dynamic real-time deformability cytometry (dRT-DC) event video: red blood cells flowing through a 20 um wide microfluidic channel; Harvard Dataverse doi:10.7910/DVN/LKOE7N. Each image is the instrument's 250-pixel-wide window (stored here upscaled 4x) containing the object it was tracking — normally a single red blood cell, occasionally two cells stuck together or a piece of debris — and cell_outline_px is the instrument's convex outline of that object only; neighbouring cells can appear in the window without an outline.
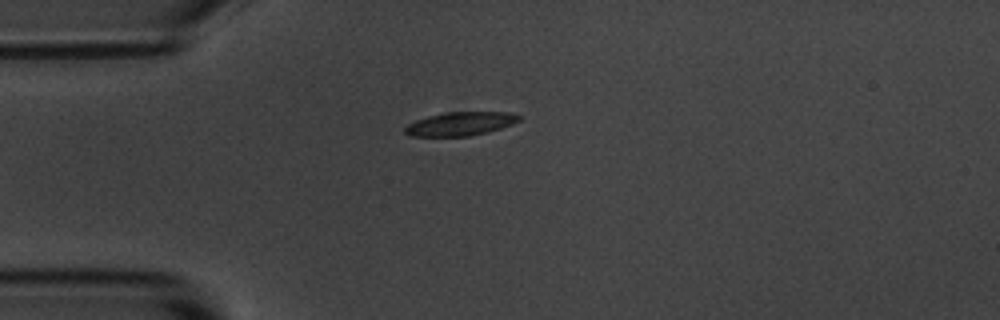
{"species": "common noctule bat (a hibernating species)", "species_latin": "Nyctalus noctula", "temperature_condition": "room temperature", "stored_images_in_passage": 43, "camera_frame_rate_fps": 3000, "um_per_image_px": 0.085, "animal": {"sex": "male", "body_mass_g": 20.1, "forearm_length_mm": 53.5}, "frame": {"image": 1, "passage_image": 1, "time_ms": 0.0, "image_size_px": [1000, 320], "cell_outline_px": [[520, 120], [512, 124], [488, 132], [468, 136], [412, 136], [404, 132], [404, 128], [408, 124], [416, 120], [428, 116], [444, 112], [508, 112], [520, 116]], "centroid_in_image_um": [39.12, 10.52], "position_along_channel_um": 45.9, "area_um2": 15.61}}
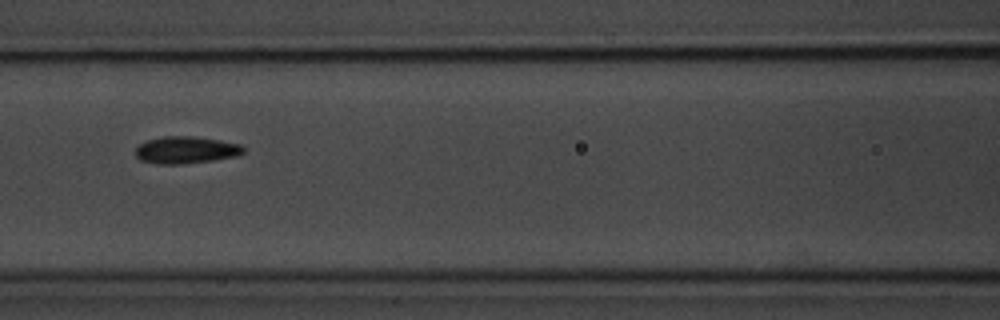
{"frame": {"image": 2, "passage_image": 11, "time_ms": 3.333, "image_size_px": [1000, 320], "cell_outline_px": [[244, 152], [240, 156], [212, 160], [180, 164], [156, 164], [140, 160], [136, 156], [136, 148], [140, 144], [148, 140], [164, 136], [196, 136], [220, 140], [240, 144], [244, 148]], "centroid_in_image_um": [15.83, 12.75], "position_along_channel_um": 150.8, "area_um2": 17.11}}
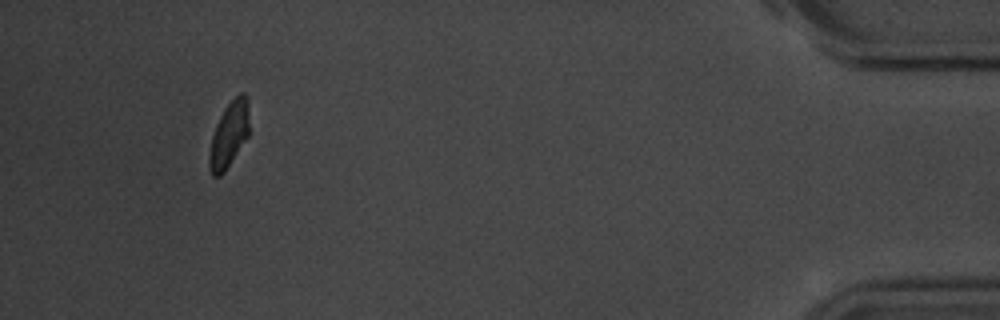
{"frame": {"image": 3, "passage_image": 39, "time_ms": 12.667, "image_size_px": [1000, 320], "cell_outline_px": [[248, 136], [224, 172], [220, 176], [212, 176], [208, 164], [208, 156], [212, 136], [216, 124], [224, 108], [240, 92], [244, 92], [248, 96]], "centroid_in_image_um": [19.46, 11.43], "position_along_channel_um": 415.7, "area_um2": 15.2}, "authors_computed_cell_mechanics": {"area_um2": 16.2996, "velocity_mm_per_s": 3.5812, "shape_relaxation_time_tau1_ms": 2.5757, "shape_relaxation_time_tau2_ms": 1.8373, "deformation_change_tau1": 0.0848, "deformation_change_tau2": 0.0553}}